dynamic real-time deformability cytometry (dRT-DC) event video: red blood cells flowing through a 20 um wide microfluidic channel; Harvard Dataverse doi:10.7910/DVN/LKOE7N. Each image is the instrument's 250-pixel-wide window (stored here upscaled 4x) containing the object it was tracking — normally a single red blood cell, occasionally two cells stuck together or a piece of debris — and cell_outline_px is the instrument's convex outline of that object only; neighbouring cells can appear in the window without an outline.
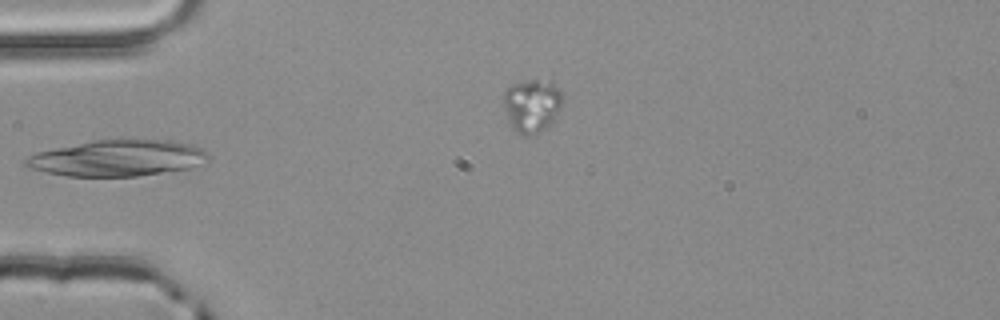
{"species": "common noctule bat (a hibernating species)", "species_latin": "Nyctalus noctula", "temperature_condition": "room temperature", "stored_images_in_passage": 2, "segment_of_instrument_passage": [1, 2], "camera_frame_rate_fps": 3000, "um_per_image_px": 0.085, "animal": {"sex": "male", "body_mass_g": 20.4}, "frame": {"image": 1, "passage_image": 1, "time_ms": 0.0, "image_size_px": [1000, 320], "cell_outline_px": [[212, 156], [208, 160], [192, 168], [136, 176], [68, 176], [28, 168], [24, 164], [24, 160], [28, 156], [36, 152], [92, 140], [120, 136], [172, 140], [192, 144], [208, 152]], "centroid_in_image_um": [10.06, 13.39], "position_along_channel_um": 74.9, "area_um2": 39.71}}